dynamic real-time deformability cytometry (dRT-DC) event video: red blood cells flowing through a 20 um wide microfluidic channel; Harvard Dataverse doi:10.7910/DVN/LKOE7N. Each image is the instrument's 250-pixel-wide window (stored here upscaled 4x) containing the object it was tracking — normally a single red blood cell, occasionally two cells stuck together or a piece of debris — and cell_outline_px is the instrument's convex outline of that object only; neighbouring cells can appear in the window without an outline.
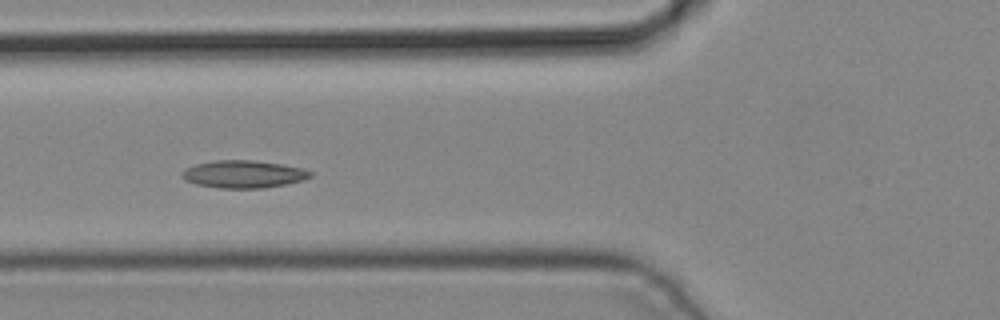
{"species": "common noctule bat (a hibernating species)", "species_latin": "Nyctalus noctula", "temperature_condition": "cold", "stored_images_in_passage": 5, "camera_frame_rate_fps": 3000, "um_per_image_px": 0.085, "animal": {"sex": "male", "body_mass_g": 19.2, "forearm_length_mm": 51.8}, "frame": {"image": 1, "passage_image": 5, "time_ms": 1.333, "image_size_px": [1000, 320], "cell_outline_px": [[312, 176], [304, 180], [264, 188], [220, 188], [196, 184], [184, 180], [180, 176], [188, 168], [196, 164], [212, 160], [252, 160], [280, 164], [304, 168], [312, 172]], "centroid_in_image_um": [20.71, 14.8], "position_along_channel_um": 105.1, "area_um2": 20.52}}